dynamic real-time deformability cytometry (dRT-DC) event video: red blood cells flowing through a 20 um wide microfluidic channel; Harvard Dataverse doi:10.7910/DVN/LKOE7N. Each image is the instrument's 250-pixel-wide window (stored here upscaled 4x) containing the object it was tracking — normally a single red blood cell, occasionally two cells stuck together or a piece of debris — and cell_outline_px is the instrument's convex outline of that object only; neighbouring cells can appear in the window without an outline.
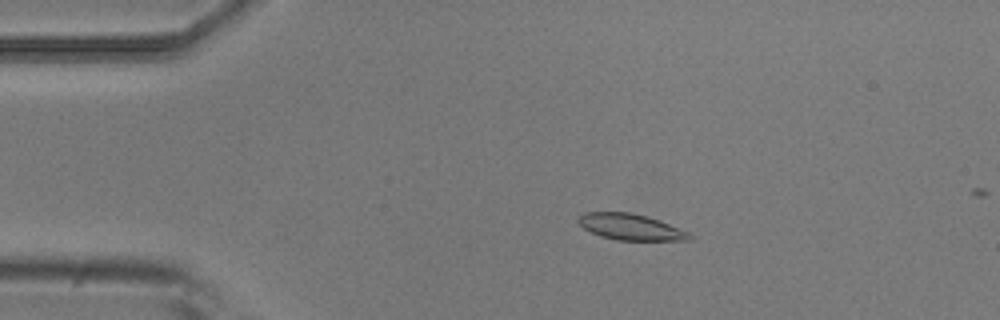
{"species": "common noctule bat (a hibernating species)", "species_latin": "Nyctalus noctula", "temperature_condition": "room temperature", "stored_images_in_passage": 8, "camera_frame_rate_fps": 3000, "um_per_image_px": 0.085, "animal": {"sex": "male", "body_mass_g": 20.5, "forearm_length_mm": 52.5}, "frame": {"image": 1, "passage_image": 3, "time_ms": 0.667, "image_size_px": [1000, 320], "cell_outline_px": [[692, 240], [616, 240], [600, 236], [584, 228], [576, 220], [584, 212], [632, 212], [668, 224], [688, 232], [692, 236]], "centroid_in_image_um": [53.56, 19.29], "position_along_channel_um": 31.4, "area_um2": 16.65}}